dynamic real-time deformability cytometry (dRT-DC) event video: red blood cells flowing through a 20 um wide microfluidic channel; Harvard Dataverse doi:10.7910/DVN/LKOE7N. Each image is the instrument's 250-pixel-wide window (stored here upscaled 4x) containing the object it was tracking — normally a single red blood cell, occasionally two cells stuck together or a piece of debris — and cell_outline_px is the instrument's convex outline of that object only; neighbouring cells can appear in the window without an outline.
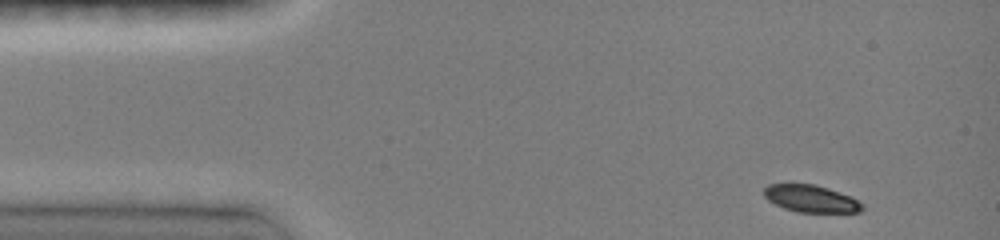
{"species": "common noctule bat (a hibernating species)", "species_latin": "Nyctalus noctula", "temperature_condition": "room temperature", "stored_images_in_passage": 14, "camera_frame_rate_fps": 3000, "um_per_image_px": 0.085, "animal": {"sex": "female", "body_mass_g": 19.0, "forearm_length_mm": 51.5}, "frame": {"image": 1, "passage_image": 1, "time_ms": 0.0, "image_size_px": [1000, 240], "cell_outline_px": [[864, 208], [860, 212], [796, 212], [784, 208], [768, 200], [764, 196], [764, 188], [768, 184], [816, 184], [852, 196], [864, 204]], "centroid_in_image_um": [68.96, 16.88], "position_along_channel_um": 16.0, "area_um2": 15.66}}
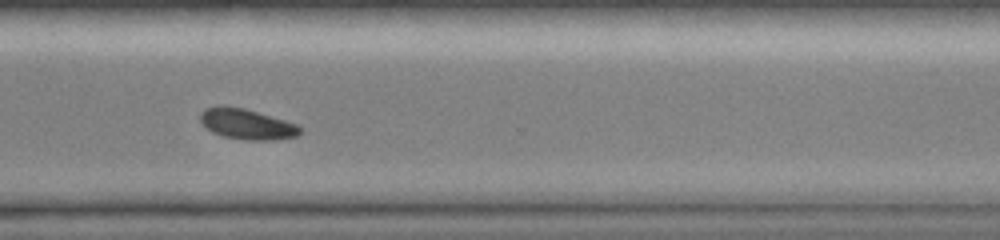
{"frame": {"image": 2, "passage_image": 11, "time_ms": 10.333, "image_size_px": [1000, 240], "cell_outline_px": [[300, 132], [296, 136], [272, 140], [244, 140], [224, 136], [212, 132], [200, 120], [200, 112], [204, 108], [216, 104], [224, 104], [244, 108], [284, 120], [296, 124], [300, 128]], "centroid_in_image_um": [20.91, 10.52], "position_along_channel_um": 349.7, "area_um2": 17.74}}
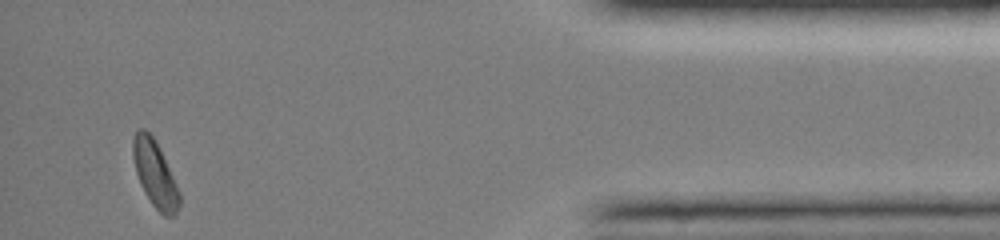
{"frame": {"image": 3, "passage_image": 14, "time_ms": 13.333, "image_size_px": [1000, 240], "cell_outline_px": [[180, 204], [176, 212], [172, 216], [164, 216], [152, 204], [144, 192], [140, 184], [136, 172], [132, 156], [132, 140], [136, 132], [140, 128], [144, 128], [156, 140], [160, 148], [180, 192]], "centroid_in_image_um": [13.16, 14.76], "position_along_channel_um": 422.0, "area_um2": 17.92}, "authors_computed_cell_mechanics": {"area_um2": 18.0914, "velocity_mm_per_s": 4.0503, "shape_relaxation_time_tau1_ms": 1.9928, "shape_relaxation_time_tau2_ms": 0.5086, "deformation_change_tau1": 0.1076, "deformation_change_tau2": 0.0368}}